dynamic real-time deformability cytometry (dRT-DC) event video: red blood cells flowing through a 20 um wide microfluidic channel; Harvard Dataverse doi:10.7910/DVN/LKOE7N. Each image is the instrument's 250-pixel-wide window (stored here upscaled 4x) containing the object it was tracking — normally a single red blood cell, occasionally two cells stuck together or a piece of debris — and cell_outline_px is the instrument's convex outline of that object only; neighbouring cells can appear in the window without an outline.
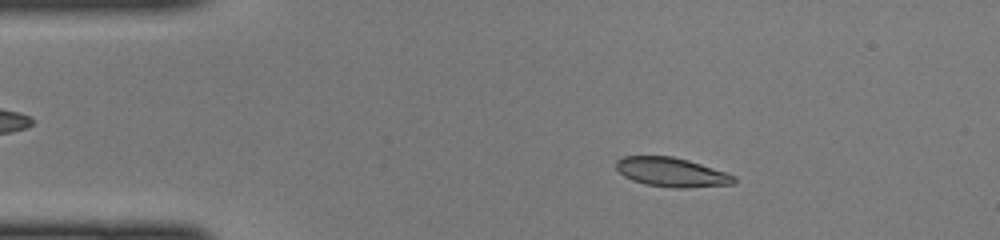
{"species": "common noctule bat (a hibernating species)", "species_latin": "Nyctalus noctula", "temperature_condition": "cold", "stored_images_in_passage": 42, "camera_frame_rate_fps": 3000, "um_per_image_px": 0.085, "animal": {"sex": "female", "body_mass_g": 22.0, "forearm_length_mm": 56.7}, "frame": {"image": 1, "passage_image": 3, "time_ms": 0.667, "image_size_px": [1000, 240], "cell_outline_px": [[736, 184], [688, 188], [672, 188], [644, 184], [632, 180], [624, 176], [616, 168], [616, 160], [624, 156], [672, 156], [688, 160], [736, 176]], "centroid_in_image_um": [57.09, 14.65], "position_along_channel_um": 27.9, "area_um2": 20.11}}
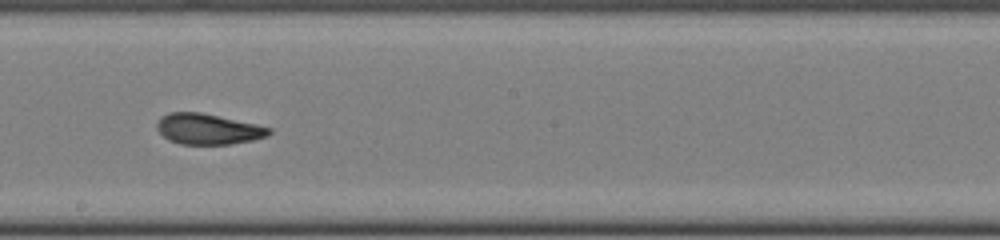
{"frame": {"image": 2, "passage_image": 21, "time_ms": 6.667, "image_size_px": [1000, 240], "cell_outline_px": [[272, 132], [268, 136], [252, 140], [232, 144], [180, 144], [168, 140], [156, 128], [156, 124], [160, 116], [168, 112], [200, 112], [256, 124], [272, 128]], "centroid_in_image_um": [17.67, 10.97], "position_along_channel_um": 230.5, "area_um2": 20.11}}
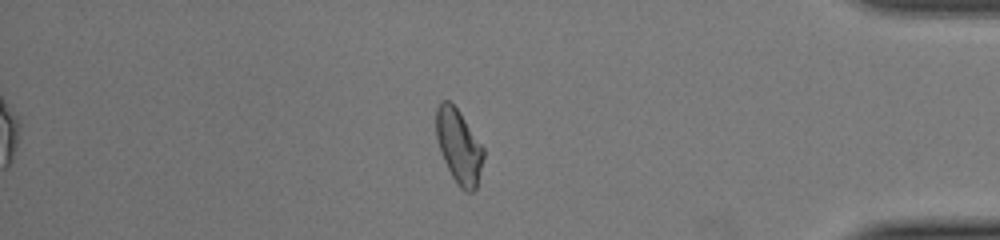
{"frame": {"image": 3, "passage_image": 35, "time_ms": 11.333, "image_size_px": [1000, 240], "cell_outline_px": [[484, 156], [476, 188], [472, 192], [464, 192], [456, 184], [444, 160], [436, 136], [436, 108], [440, 100], [448, 100], [460, 112], [484, 148]], "centroid_in_image_um": [39.0, 12.44], "position_along_channel_um": 396.2, "area_um2": 20.35}}